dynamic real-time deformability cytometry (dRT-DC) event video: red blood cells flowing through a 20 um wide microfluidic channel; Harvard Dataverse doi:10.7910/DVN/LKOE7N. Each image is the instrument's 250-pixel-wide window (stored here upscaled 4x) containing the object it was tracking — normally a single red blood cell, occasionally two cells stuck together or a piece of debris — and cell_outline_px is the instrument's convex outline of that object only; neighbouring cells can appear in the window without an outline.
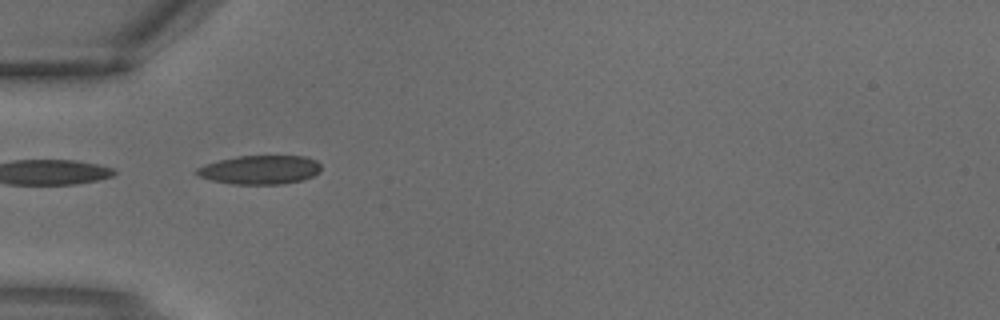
{"species": "common noctule bat (a hibernating species)", "species_latin": "Nyctalus noctula", "temperature_condition": "warm", "stored_images_in_passage": 3, "camera_frame_rate_fps": 3000, "um_per_image_px": 0.085, "animal": {"sex": "male", "body_mass_g": 18.8}, "frame": {"image": 1, "passage_image": 3, "time_ms": 0.667, "image_size_px": [1000, 320], "cell_outline_px": [[320, 172], [312, 176], [300, 180], [280, 184], [232, 184], [212, 180], [200, 176], [192, 172], [196, 168], [204, 164], [236, 156], [304, 156], [316, 160], [320, 164]], "centroid_in_image_um": [22.07, 14.42], "position_along_channel_um": 62.9, "area_um2": 20.87}}